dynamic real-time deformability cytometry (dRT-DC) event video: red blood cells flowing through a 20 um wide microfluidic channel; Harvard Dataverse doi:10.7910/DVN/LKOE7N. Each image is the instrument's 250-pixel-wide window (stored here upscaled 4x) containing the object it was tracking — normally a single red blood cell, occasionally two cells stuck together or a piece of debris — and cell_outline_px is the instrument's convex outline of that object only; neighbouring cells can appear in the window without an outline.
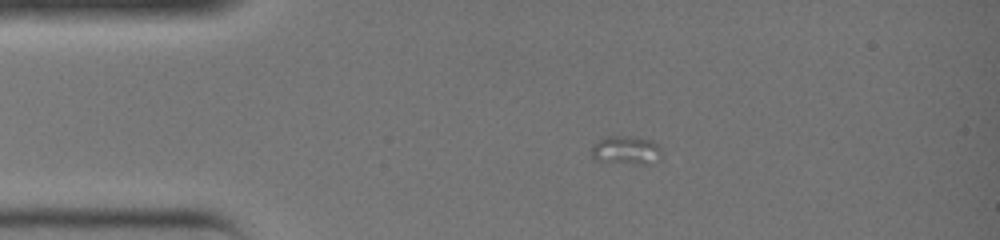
{"species": "common noctule bat (a hibernating species)", "species_latin": "Nyctalus noctula", "temperature_condition": "warm", "stored_images_in_passage": 25, "camera_frame_rate_fps": 3000, "um_per_image_px": 0.085, "animal": {"sex": "female", "body_mass_g": 19.0, "forearm_length_mm": 51.5}, "frame": {"image": 1, "passage_image": 1, "time_ms": 0.0, "image_size_px": [1000, 240], "cell_outline_px": [[660, 160], [652, 164], [640, 164], [596, 160], [592, 156], [592, 148], [600, 140], [608, 136], [632, 136], [652, 140], [660, 144]], "centroid_in_image_um": [53.3, 12.76], "position_along_channel_um": 31.7, "area_um2": 11.62}}
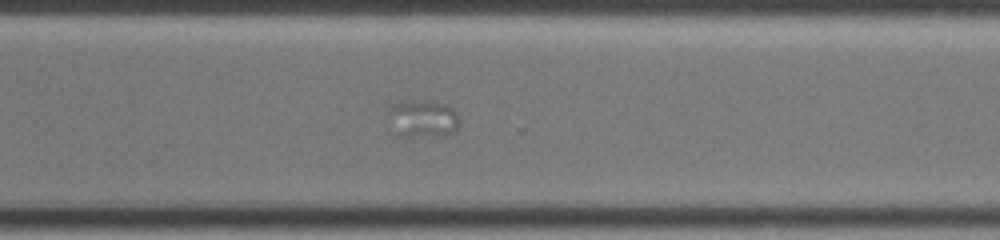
{"frame": {"image": 2, "passage_image": 22, "time_ms": 7.0, "image_size_px": [1000, 240], "cell_outline_px": [[460, 124], [456, 132], [452, 136], [404, 136], [396, 132], [392, 112], [392, 108], [396, 104], [424, 100], [432, 100], [444, 104], [452, 108], [456, 112], [460, 120]], "centroid_in_image_um": [36.14, 10.12], "position_along_channel_um": 334.5, "area_um2": 15.03}}
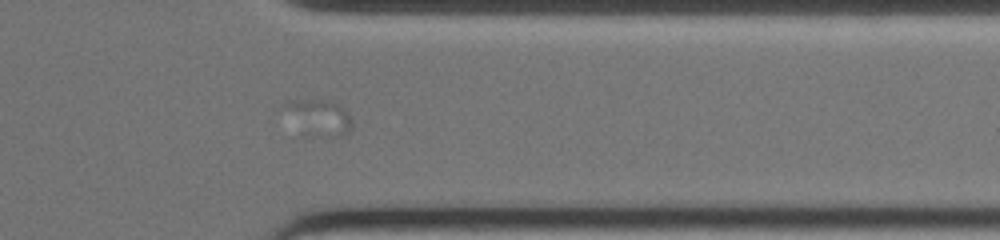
{"frame": {"image": 3, "passage_image": 25, "time_ms": 8.0, "image_size_px": [1000, 240], "cell_outline_px": [[352, 128], [348, 132], [340, 136], [336, 136], [280, 104], [288, 100], [328, 100], [340, 104], [348, 112], [352, 120]], "centroid_in_image_um": [27.45, 9.74], "position_along_channel_um": 384.0, "area_um2": 10.75}}